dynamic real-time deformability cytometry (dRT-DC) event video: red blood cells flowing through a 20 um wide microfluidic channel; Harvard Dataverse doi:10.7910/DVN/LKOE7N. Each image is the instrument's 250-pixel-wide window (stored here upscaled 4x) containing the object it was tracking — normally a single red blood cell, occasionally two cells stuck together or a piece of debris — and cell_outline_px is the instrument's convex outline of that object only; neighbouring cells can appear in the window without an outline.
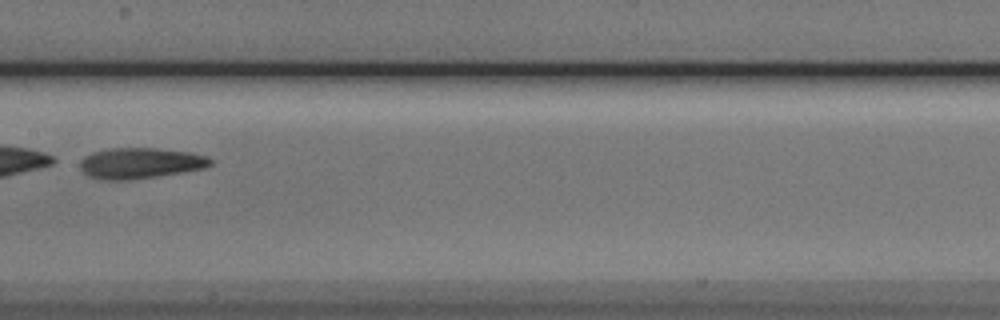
{"species": "Egyptian fruit bat (a non-hibernating species)", "species_latin": "Rousettus aegyptiacus", "temperature_condition": "cold", "stored_images_in_passage": 8, "camera_frame_rate_fps": 3000, "um_per_image_px": 0.085, "animal": {"sex": "male"}, "frame": {"image": 1, "passage_image": 5, "time_ms": 5.667, "image_size_px": [1000, 320], "cell_outline_px": [[212, 164], [204, 168], [184, 172], [128, 180], [100, 180], [88, 176], [80, 168], [80, 160], [84, 156], [92, 152], [108, 148], [156, 148], [188, 152], [208, 156], [212, 160]], "centroid_in_image_um": [11.89, 13.87], "position_along_channel_um": 195.5, "area_um2": 23.52}}
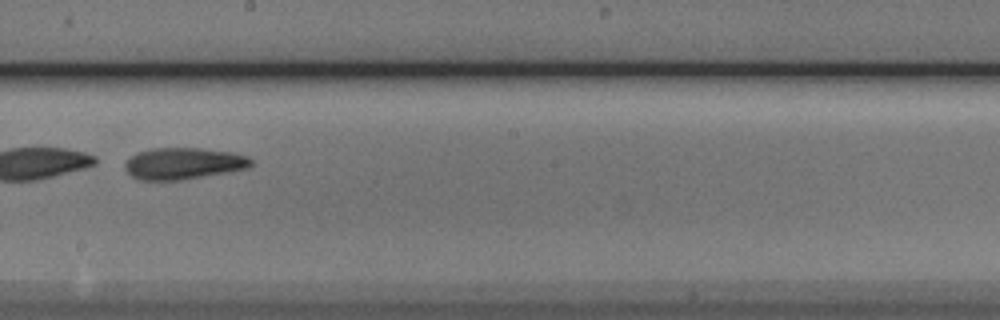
{"frame": {"image": 2, "passage_image": 6, "time_ms": 6.667, "image_size_px": [1000, 320], "cell_outline_px": [[256, 164], [248, 168], [228, 172], [180, 180], [140, 180], [132, 176], [124, 168], [124, 164], [136, 152], [148, 148], [200, 148], [236, 152], [248, 156]], "centroid_in_image_um": [15.64, 13.88], "position_along_channel_um": 232.6, "area_um2": 23.52}}
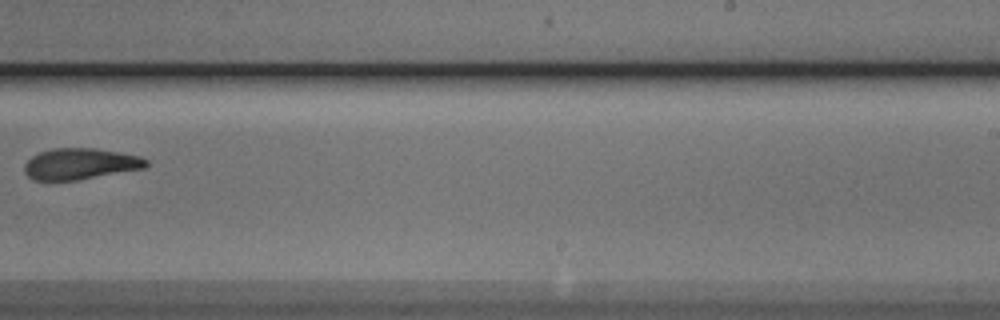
{"frame": {"image": 3, "passage_image": 7, "time_ms": 8.0, "image_size_px": [1000, 320], "cell_outline_px": [[148, 164], [144, 168], [76, 180], [32, 180], [24, 172], [24, 164], [32, 156], [40, 152], [52, 148], [96, 148], [140, 156], [148, 160]], "centroid_in_image_um": [6.8, 13.92], "position_along_channel_um": 282.2, "area_um2": 22.02}}